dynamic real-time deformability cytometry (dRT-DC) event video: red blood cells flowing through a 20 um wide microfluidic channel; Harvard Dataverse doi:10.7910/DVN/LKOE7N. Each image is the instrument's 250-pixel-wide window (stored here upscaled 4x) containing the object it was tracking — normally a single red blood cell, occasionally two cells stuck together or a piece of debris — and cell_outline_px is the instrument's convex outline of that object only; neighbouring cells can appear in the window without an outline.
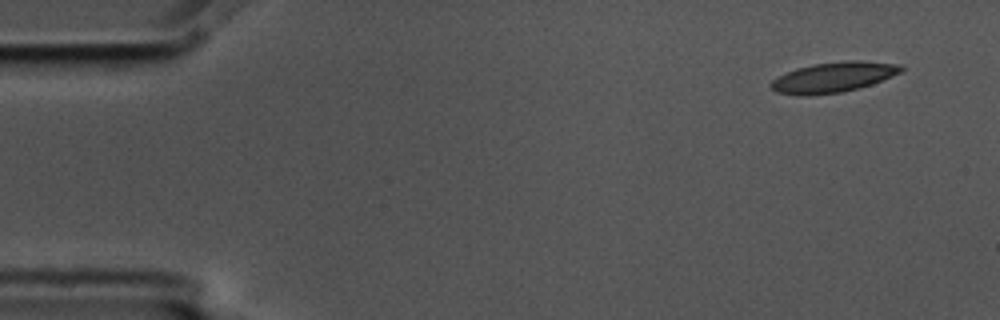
{"species": "common noctule bat (a hibernating species)", "species_latin": "Nyctalus noctula", "temperature_condition": "cold", "stored_images_in_passage": 6, "segment_of_instrument_passage": [2, 2], "camera_frame_rate_fps": 3000, "um_per_image_px": 0.085, "animal": {"sex": "male", "body_mass_g": 17.5, "forearm_length_mm": 52.3}, "frame": {"image": 1, "passage_image": 6, "time_ms": 1.667, "image_size_px": [1000, 320], "cell_outline_px": [[904, 68], [900, 72], [892, 76], [872, 84], [860, 88], [840, 92], [800, 96], [776, 92], [768, 84], [776, 76], [796, 68], [812, 64], [844, 60], [856, 60], [904, 64]], "centroid_in_image_um": [70.82, 6.55], "position_along_channel_um": 14.2, "area_um2": 23.18}}